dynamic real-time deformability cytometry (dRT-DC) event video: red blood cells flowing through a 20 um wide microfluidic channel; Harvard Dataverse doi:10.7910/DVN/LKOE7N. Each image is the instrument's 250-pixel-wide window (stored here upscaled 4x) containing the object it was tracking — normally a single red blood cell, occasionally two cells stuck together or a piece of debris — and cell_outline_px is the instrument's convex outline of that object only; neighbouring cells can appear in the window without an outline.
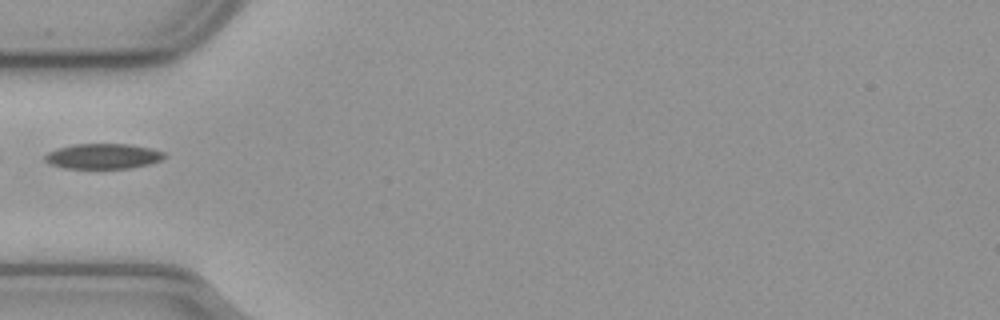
{"species": "common noctule bat (a hibernating species)", "species_latin": "Nyctalus noctula", "temperature_condition": "cold", "stored_images_in_passage": 6, "camera_frame_rate_fps": 3000, "um_per_image_px": 0.085, "animal": {"sex": "male", "body_mass_g": 23.1, "forearm_length_mm": 52.7}, "frame": {"image": 1, "passage_image": 1, "time_ms": 0.0, "image_size_px": [1000, 320], "cell_outline_px": [[168, 156], [160, 160], [148, 164], [128, 168], [64, 168], [52, 164], [44, 160], [44, 156], [48, 152], [72, 144], [128, 144], [152, 148], [164, 152]], "centroid_in_image_um": [8.79, 13.27], "position_along_channel_um": 76.2, "area_um2": 17.46}}